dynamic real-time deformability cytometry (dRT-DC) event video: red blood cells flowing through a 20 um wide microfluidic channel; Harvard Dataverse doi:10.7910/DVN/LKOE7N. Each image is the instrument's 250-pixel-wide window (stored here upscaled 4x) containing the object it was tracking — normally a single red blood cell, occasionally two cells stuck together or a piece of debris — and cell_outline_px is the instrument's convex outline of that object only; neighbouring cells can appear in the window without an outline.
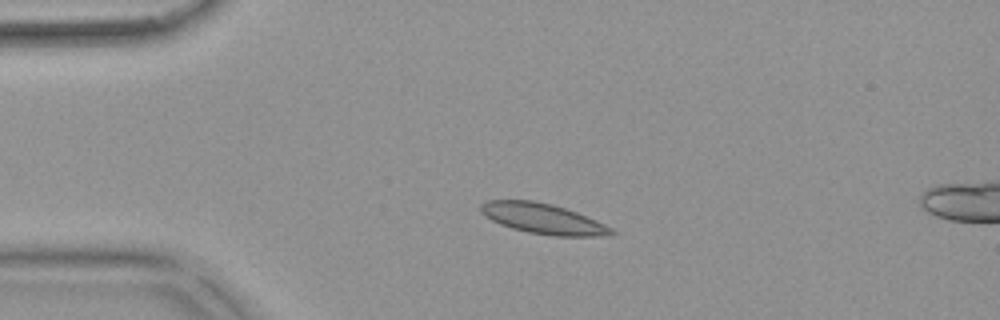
{"species": "common noctule bat (a hibernating species)", "species_latin": "Nyctalus noctula", "temperature_condition": "warm", "stored_images_in_passage": 45, "segment_of_instrument_passage": [1, 2], "camera_frame_rate_fps": 3000, "um_per_image_px": 0.085, "animal": {"sex": "female", "body_mass_g": 18.4}, "frame": {"image": 1, "passage_image": 2, "time_ms": 0.333, "image_size_px": [1000, 320], "cell_outline_px": [[616, 232], [612, 236], [552, 236], [528, 232], [512, 228], [500, 224], [484, 216], [480, 212], [480, 204], [488, 200], [532, 200], [552, 204], [576, 212], [596, 220], [612, 228]], "centroid_in_image_um": [46.15, 18.59], "position_along_channel_um": 38.8, "area_um2": 23.18}}
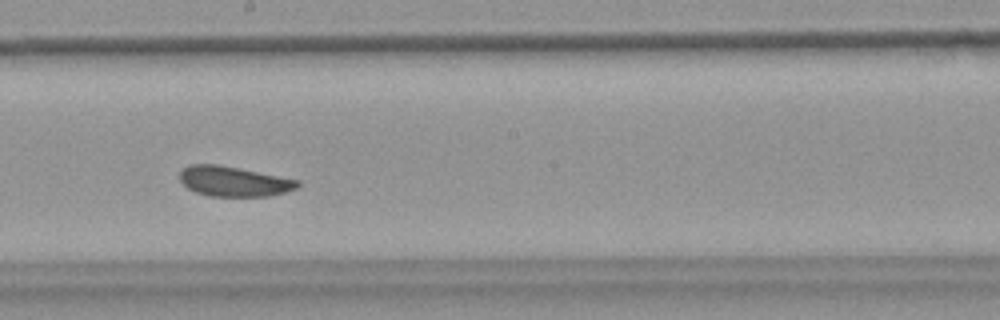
{"frame": {"image": 2, "passage_image": 20, "time_ms": 6.333, "image_size_px": [1000, 320], "cell_outline_px": [[300, 184], [296, 188], [284, 192], [268, 196], [208, 196], [196, 192], [188, 188], [180, 180], [180, 172], [184, 168], [192, 164], [216, 164], [240, 168], [300, 180]], "centroid_in_image_um": [19.88, 15.41], "position_along_channel_um": 228.3, "area_um2": 20.52}}
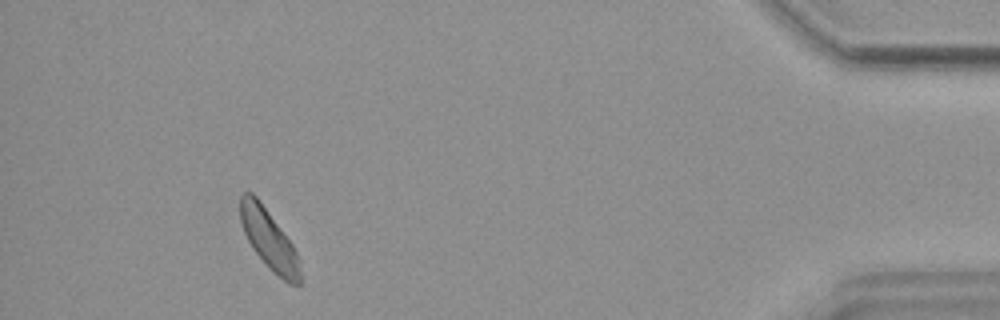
{"frame": {"image": 3, "passage_image": 40, "time_ms": 13.0, "image_size_px": [1000, 320], "cell_outline_px": [[300, 284], [288, 284], [252, 248], [244, 232], [240, 220], [240, 196], [244, 192], [252, 192], [260, 200], [292, 244], [300, 260]], "centroid_in_image_um": [22.85, 20.3], "position_along_channel_um": 412.3, "area_um2": 20.29}}